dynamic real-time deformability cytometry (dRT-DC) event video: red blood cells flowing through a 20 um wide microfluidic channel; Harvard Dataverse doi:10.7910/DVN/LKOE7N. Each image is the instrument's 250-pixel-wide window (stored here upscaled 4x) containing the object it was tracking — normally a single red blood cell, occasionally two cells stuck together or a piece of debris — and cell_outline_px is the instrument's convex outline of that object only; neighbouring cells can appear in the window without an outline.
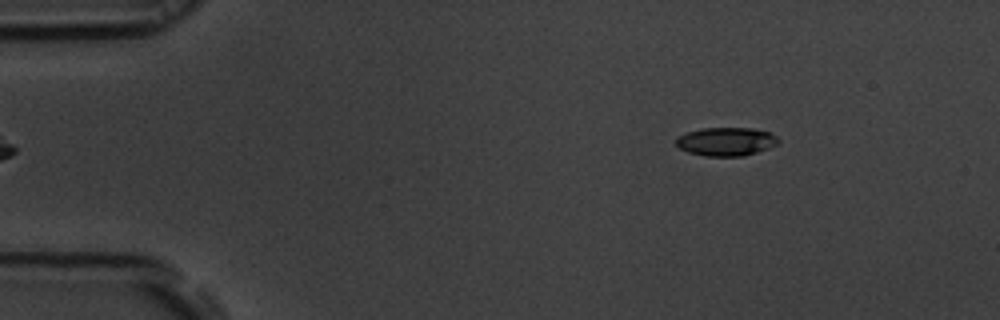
{"species": "common noctule bat (a hibernating species)", "species_latin": "Nyctalus noctula", "temperature_condition": "room temperature", "stored_images_in_passage": 55, "camera_frame_rate_fps": 3000, "um_per_image_px": 0.085, "animal": {"sex": "male", "body_mass_g": 19.5, "forearm_length_mm": 54.6}, "frame": {"image": 1, "passage_image": 8, "time_ms": 2.333, "image_size_px": [1000, 320], "cell_outline_px": [[780, 140], [776, 144], [768, 148], [744, 156], [704, 156], [688, 152], [680, 148], [676, 144], [676, 136], [700, 128], [752, 128], [768, 132], [776, 136]], "centroid_in_image_um": [61.69, 12.03], "position_along_channel_um": 23.3, "area_um2": 16.94}}
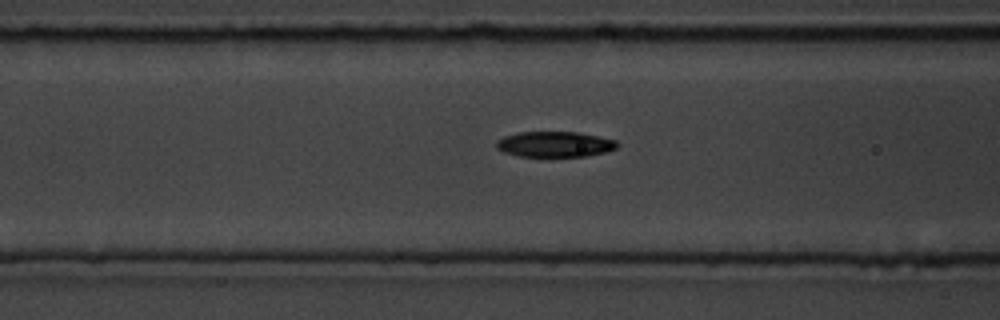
{"frame": {"image": 2, "passage_image": 22, "time_ms": 7.0, "image_size_px": [1000, 320], "cell_outline_px": [[620, 144], [616, 148], [604, 152], [584, 156], [520, 156], [504, 152], [496, 148], [496, 140], [504, 136], [520, 132], [576, 132], [616, 140]], "centroid_in_image_um": [47.13, 12.25], "position_along_channel_um": 119.5, "area_um2": 17.8}}
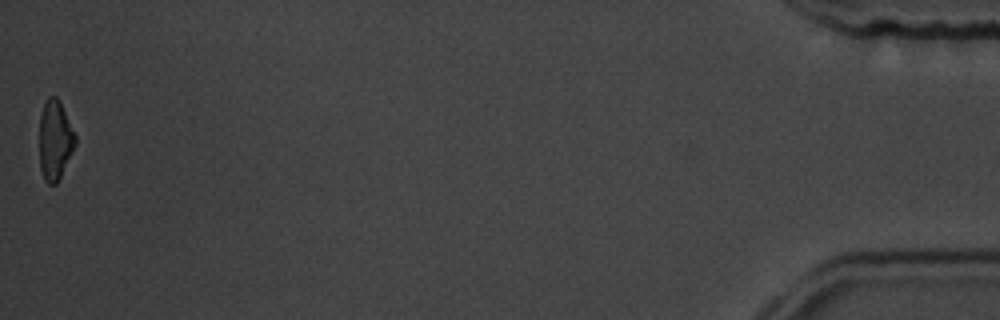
{"frame": {"image": 3, "passage_image": 55, "time_ms": 18.0, "image_size_px": [1000, 320], "cell_outline_px": [[76, 144], [56, 184], [48, 184], [44, 180], [40, 168], [40, 116], [44, 104], [48, 96], [56, 96], [76, 136]], "centroid_in_image_um": [4.66, 11.93], "position_along_channel_um": 430.5, "area_um2": 16.24}, "authors_computed_cell_mechanics": {"area_um2": 17.9758, "velocity_mm_per_s": 3.7171, "shape_relaxation_time_tau1_ms": 2.7984, "shape_relaxation_time_tau2_ms": 2.8017, "deformation_change_tau1": 0.1357, "deformation_change_tau2": 0.0878}}